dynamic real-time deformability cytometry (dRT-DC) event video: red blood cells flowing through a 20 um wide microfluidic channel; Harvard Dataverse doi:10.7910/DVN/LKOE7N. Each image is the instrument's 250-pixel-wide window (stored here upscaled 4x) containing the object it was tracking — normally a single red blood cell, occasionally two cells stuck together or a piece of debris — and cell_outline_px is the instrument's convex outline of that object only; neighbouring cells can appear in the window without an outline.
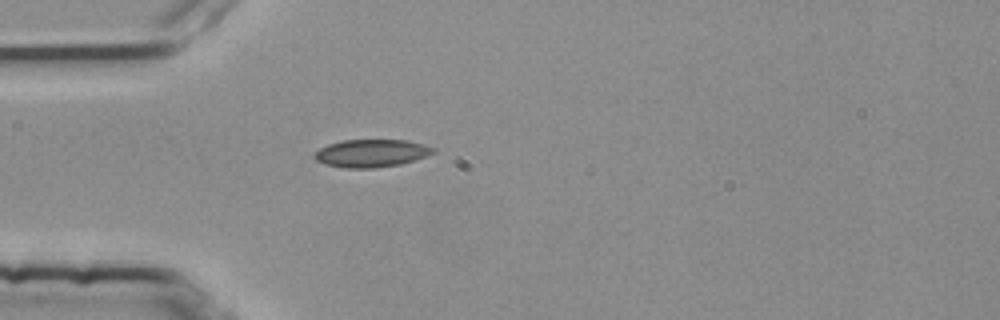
{"species": "common noctule bat (a hibernating species)", "species_latin": "Nyctalus noctula", "temperature_condition": "room temperature", "stored_images_in_passage": 1, "camera_frame_rate_fps": 3000, "um_per_image_px": 0.085, "animal": {"sex": "female", "body_mass_g": 25.1}, "frame": {"image": 1, "passage_image": 1, "time_ms": 0.0, "image_size_px": [1000, 320], "cell_outline_px": [[436, 152], [400, 164], [372, 168], [344, 168], [324, 164], [316, 160], [312, 156], [320, 148], [328, 144], [344, 140], [404, 140], [424, 144], [436, 148]], "centroid_in_image_um": [31.54, 13.02], "position_along_channel_um": 53.5, "area_um2": 19.07}}